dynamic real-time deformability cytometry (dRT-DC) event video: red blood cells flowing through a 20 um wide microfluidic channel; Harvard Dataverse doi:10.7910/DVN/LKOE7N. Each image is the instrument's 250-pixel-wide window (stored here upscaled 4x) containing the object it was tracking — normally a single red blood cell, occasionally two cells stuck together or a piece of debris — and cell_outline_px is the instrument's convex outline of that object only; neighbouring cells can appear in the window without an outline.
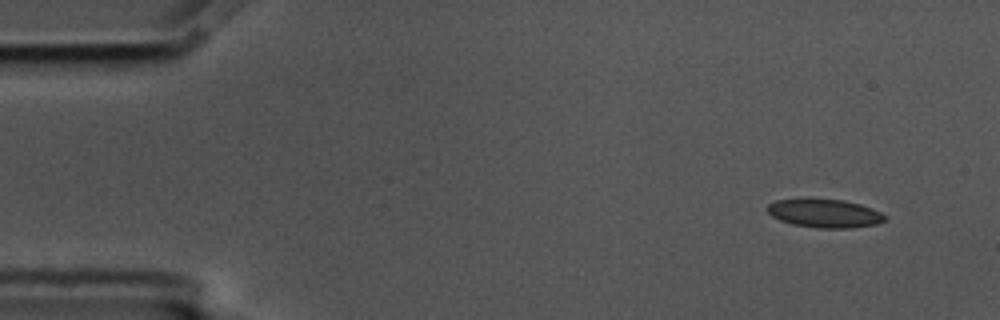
{"species": "common noctule bat (a hibernating species)", "species_latin": "Nyctalus noctula", "temperature_condition": "cold", "stored_images_in_passage": 3, "camera_frame_rate_fps": 3000, "um_per_image_px": 0.085, "animal": {"sex": "male", "body_mass_g": 17.5, "forearm_length_mm": 52.3}, "frame": {"image": 1, "passage_image": 1, "time_ms": 0.0, "image_size_px": [1000, 320], "cell_outline_px": [[888, 220], [876, 224], [852, 228], [820, 228], [792, 224], [780, 220], [772, 216], [768, 212], [768, 204], [776, 200], [800, 196], [808, 196], [844, 200], [860, 204], [872, 208], [888, 216]], "centroid_in_image_um": [70.08, 18.09], "position_along_channel_um": 14.9, "area_um2": 20.35}}
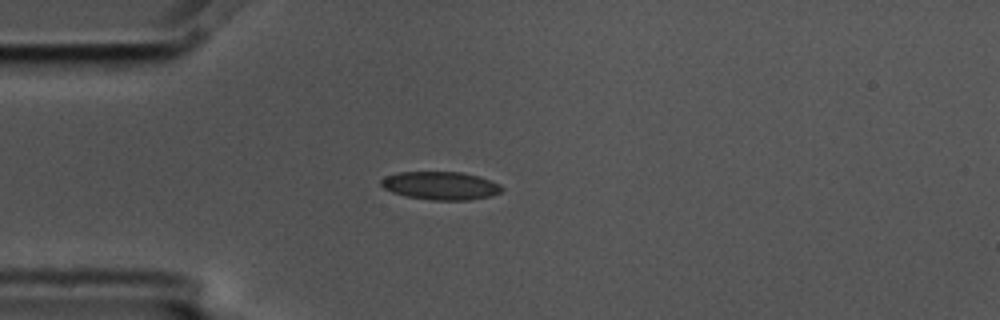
{"frame": {"image": 2, "passage_image": 3, "time_ms": 0.667, "image_size_px": [1000, 320], "cell_outline_px": [[504, 188], [500, 192], [492, 196], [472, 200], [432, 200], [404, 196], [392, 192], [384, 188], [380, 184], [380, 180], [384, 176], [396, 172], [460, 172], [480, 176], [500, 184]], "centroid_in_image_um": [37.45, 15.78], "position_along_channel_um": 47.6, "area_um2": 20.06}}